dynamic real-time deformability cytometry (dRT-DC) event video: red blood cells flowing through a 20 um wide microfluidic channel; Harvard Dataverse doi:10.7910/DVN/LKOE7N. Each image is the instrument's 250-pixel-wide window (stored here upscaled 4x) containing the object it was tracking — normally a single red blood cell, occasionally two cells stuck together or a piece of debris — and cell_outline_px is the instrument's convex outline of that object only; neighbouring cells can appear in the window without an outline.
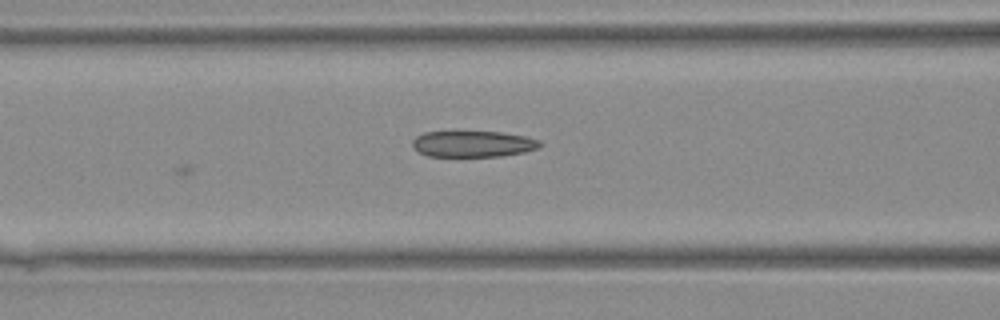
{"species": "Egyptian fruit bat (a non-hibernating species)", "species_latin": "Rousettus aegyptiacus", "temperature_condition": "warm", "stored_images_in_passage": 5, "camera_frame_rate_fps": 3000, "um_per_image_px": 0.085, "animal": {"sex": "female"}, "frame": {"image": 1, "passage_image": 5, "time_ms": 1.333, "image_size_px": [1000, 320], "cell_outline_px": [[544, 144], [540, 148], [524, 152], [500, 156], [428, 156], [420, 152], [412, 144], [412, 140], [416, 136], [424, 132], [500, 132], [524, 136], [540, 140]], "centroid_in_image_um": [40.25, 12.23], "position_along_channel_um": 126.3, "area_um2": 19.36}}